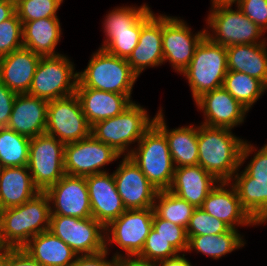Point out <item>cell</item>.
Here are the masks:
<instances>
[{
	"label": "cell",
	"mask_w": 267,
	"mask_h": 266,
	"mask_svg": "<svg viewBox=\"0 0 267 266\" xmlns=\"http://www.w3.org/2000/svg\"><path fill=\"white\" fill-rule=\"evenodd\" d=\"M211 7L206 20L213 34L206 30V36L213 42L225 47L267 43L266 38L260 39L265 32L244 15L238 7L236 10L231 8L232 4H217Z\"/></svg>",
	"instance_id": "cell-7"
},
{
	"label": "cell",
	"mask_w": 267,
	"mask_h": 266,
	"mask_svg": "<svg viewBox=\"0 0 267 266\" xmlns=\"http://www.w3.org/2000/svg\"><path fill=\"white\" fill-rule=\"evenodd\" d=\"M16 14L21 22L42 18H57V10L63 0H13Z\"/></svg>",
	"instance_id": "cell-37"
},
{
	"label": "cell",
	"mask_w": 267,
	"mask_h": 266,
	"mask_svg": "<svg viewBox=\"0 0 267 266\" xmlns=\"http://www.w3.org/2000/svg\"><path fill=\"white\" fill-rule=\"evenodd\" d=\"M113 266H154V265L145 261H141L135 257H130V258L116 257Z\"/></svg>",
	"instance_id": "cell-48"
},
{
	"label": "cell",
	"mask_w": 267,
	"mask_h": 266,
	"mask_svg": "<svg viewBox=\"0 0 267 266\" xmlns=\"http://www.w3.org/2000/svg\"><path fill=\"white\" fill-rule=\"evenodd\" d=\"M107 254L108 250L91 255H78L70 266H113L116 257H124L116 252L110 261L106 259Z\"/></svg>",
	"instance_id": "cell-44"
},
{
	"label": "cell",
	"mask_w": 267,
	"mask_h": 266,
	"mask_svg": "<svg viewBox=\"0 0 267 266\" xmlns=\"http://www.w3.org/2000/svg\"><path fill=\"white\" fill-rule=\"evenodd\" d=\"M49 197L39 192L20 206L0 210V236L7 248H22L34 236L49 230Z\"/></svg>",
	"instance_id": "cell-2"
},
{
	"label": "cell",
	"mask_w": 267,
	"mask_h": 266,
	"mask_svg": "<svg viewBox=\"0 0 267 266\" xmlns=\"http://www.w3.org/2000/svg\"><path fill=\"white\" fill-rule=\"evenodd\" d=\"M92 217L106 227L126 210L116 189L115 179L108 172L85 177Z\"/></svg>",
	"instance_id": "cell-20"
},
{
	"label": "cell",
	"mask_w": 267,
	"mask_h": 266,
	"mask_svg": "<svg viewBox=\"0 0 267 266\" xmlns=\"http://www.w3.org/2000/svg\"><path fill=\"white\" fill-rule=\"evenodd\" d=\"M2 170H3V166H2L1 163H0V176H1V172H2Z\"/></svg>",
	"instance_id": "cell-52"
},
{
	"label": "cell",
	"mask_w": 267,
	"mask_h": 266,
	"mask_svg": "<svg viewBox=\"0 0 267 266\" xmlns=\"http://www.w3.org/2000/svg\"><path fill=\"white\" fill-rule=\"evenodd\" d=\"M39 192L27 166L3 167L0 176V210L20 206Z\"/></svg>",
	"instance_id": "cell-27"
},
{
	"label": "cell",
	"mask_w": 267,
	"mask_h": 266,
	"mask_svg": "<svg viewBox=\"0 0 267 266\" xmlns=\"http://www.w3.org/2000/svg\"><path fill=\"white\" fill-rule=\"evenodd\" d=\"M230 229L222 220H219L202 208H195L186 227L187 236L217 235Z\"/></svg>",
	"instance_id": "cell-39"
},
{
	"label": "cell",
	"mask_w": 267,
	"mask_h": 266,
	"mask_svg": "<svg viewBox=\"0 0 267 266\" xmlns=\"http://www.w3.org/2000/svg\"><path fill=\"white\" fill-rule=\"evenodd\" d=\"M15 12L13 0H0V23L9 19Z\"/></svg>",
	"instance_id": "cell-46"
},
{
	"label": "cell",
	"mask_w": 267,
	"mask_h": 266,
	"mask_svg": "<svg viewBox=\"0 0 267 266\" xmlns=\"http://www.w3.org/2000/svg\"><path fill=\"white\" fill-rule=\"evenodd\" d=\"M49 231L77 255H91L105 249V227L93 217L51 215Z\"/></svg>",
	"instance_id": "cell-10"
},
{
	"label": "cell",
	"mask_w": 267,
	"mask_h": 266,
	"mask_svg": "<svg viewBox=\"0 0 267 266\" xmlns=\"http://www.w3.org/2000/svg\"><path fill=\"white\" fill-rule=\"evenodd\" d=\"M150 7L143 4L140 7H117L110 11L104 20V33L114 34V32L130 31L148 11Z\"/></svg>",
	"instance_id": "cell-35"
},
{
	"label": "cell",
	"mask_w": 267,
	"mask_h": 266,
	"mask_svg": "<svg viewBox=\"0 0 267 266\" xmlns=\"http://www.w3.org/2000/svg\"><path fill=\"white\" fill-rule=\"evenodd\" d=\"M16 95L0 81V128L7 127Z\"/></svg>",
	"instance_id": "cell-43"
},
{
	"label": "cell",
	"mask_w": 267,
	"mask_h": 266,
	"mask_svg": "<svg viewBox=\"0 0 267 266\" xmlns=\"http://www.w3.org/2000/svg\"><path fill=\"white\" fill-rule=\"evenodd\" d=\"M121 155L109 145L92 135L77 142L65 144L64 170L66 175L86 177L104 173L105 165L116 161Z\"/></svg>",
	"instance_id": "cell-14"
},
{
	"label": "cell",
	"mask_w": 267,
	"mask_h": 266,
	"mask_svg": "<svg viewBox=\"0 0 267 266\" xmlns=\"http://www.w3.org/2000/svg\"><path fill=\"white\" fill-rule=\"evenodd\" d=\"M5 249H7V247L3 244L0 236V253H2Z\"/></svg>",
	"instance_id": "cell-51"
},
{
	"label": "cell",
	"mask_w": 267,
	"mask_h": 266,
	"mask_svg": "<svg viewBox=\"0 0 267 266\" xmlns=\"http://www.w3.org/2000/svg\"><path fill=\"white\" fill-rule=\"evenodd\" d=\"M147 113L140 104L133 102L119 115L92 125L91 135L112 147L121 156H129L132 149L128 147L135 142L138 143L154 124L155 117L150 119Z\"/></svg>",
	"instance_id": "cell-3"
},
{
	"label": "cell",
	"mask_w": 267,
	"mask_h": 266,
	"mask_svg": "<svg viewBox=\"0 0 267 266\" xmlns=\"http://www.w3.org/2000/svg\"><path fill=\"white\" fill-rule=\"evenodd\" d=\"M113 176L126 210L153 208L158 190L129 156L123 157Z\"/></svg>",
	"instance_id": "cell-17"
},
{
	"label": "cell",
	"mask_w": 267,
	"mask_h": 266,
	"mask_svg": "<svg viewBox=\"0 0 267 266\" xmlns=\"http://www.w3.org/2000/svg\"><path fill=\"white\" fill-rule=\"evenodd\" d=\"M138 76L127 59L111 55L103 49L93 53L86 69L78 72L77 88H93L123 94L131 99Z\"/></svg>",
	"instance_id": "cell-4"
},
{
	"label": "cell",
	"mask_w": 267,
	"mask_h": 266,
	"mask_svg": "<svg viewBox=\"0 0 267 266\" xmlns=\"http://www.w3.org/2000/svg\"><path fill=\"white\" fill-rule=\"evenodd\" d=\"M198 109L203 111L204 122L202 125L233 129L245 120L248 110L245 109L229 92L220 87L208 91L195 101Z\"/></svg>",
	"instance_id": "cell-19"
},
{
	"label": "cell",
	"mask_w": 267,
	"mask_h": 266,
	"mask_svg": "<svg viewBox=\"0 0 267 266\" xmlns=\"http://www.w3.org/2000/svg\"><path fill=\"white\" fill-rule=\"evenodd\" d=\"M45 133L63 144L77 142L91 135V126L76 94L48 102Z\"/></svg>",
	"instance_id": "cell-13"
},
{
	"label": "cell",
	"mask_w": 267,
	"mask_h": 266,
	"mask_svg": "<svg viewBox=\"0 0 267 266\" xmlns=\"http://www.w3.org/2000/svg\"><path fill=\"white\" fill-rule=\"evenodd\" d=\"M181 255L178 254L175 257L156 262L154 266H192L191 262H189L185 258V254H181Z\"/></svg>",
	"instance_id": "cell-47"
},
{
	"label": "cell",
	"mask_w": 267,
	"mask_h": 266,
	"mask_svg": "<svg viewBox=\"0 0 267 266\" xmlns=\"http://www.w3.org/2000/svg\"><path fill=\"white\" fill-rule=\"evenodd\" d=\"M45 193L51 203V215L77 218L92 217L85 177L65 174L57 183L49 187Z\"/></svg>",
	"instance_id": "cell-16"
},
{
	"label": "cell",
	"mask_w": 267,
	"mask_h": 266,
	"mask_svg": "<svg viewBox=\"0 0 267 266\" xmlns=\"http://www.w3.org/2000/svg\"><path fill=\"white\" fill-rule=\"evenodd\" d=\"M7 266H41L23 248H8Z\"/></svg>",
	"instance_id": "cell-45"
},
{
	"label": "cell",
	"mask_w": 267,
	"mask_h": 266,
	"mask_svg": "<svg viewBox=\"0 0 267 266\" xmlns=\"http://www.w3.org/2000/svg\"><path fill=\"white\" fill-rule=\"evenodd\" d=\"M228 185L230 189L225 188ZM200 208L232 229H237V225H254V220L242 208L237 192L230 182L219 181Z\"/></svg>",
	"instance_id": "cell-21"
},
{
	"label": "cell",
	"mask_w": 267,
	"mask_h": 266,
	"mask_svg": "<svg viewBox=\"0 0 267 266\" xmlns=\"http://www.w3.org/2000/svg\"><path fill=\"white\" fill-rule=\"evenodd\" d=\"M154 213L186 229L195 207L169 190L157 192L153 205Z\"/></svg>",
	"instance_id": "cell-34"
},
{
	"label": "cell",
	"mask_w": 267,
	"mask_h": 266,
	"mask_svg": "<svg viewBox=\"0 0 267 266\" xmlns=\"http://www.w3.org/2000/svg\"><path fill=\"white\" fill-rule=\"evenodd\" d=\"M232 134L231 129L198 126V165L218 181L231 182L255 147ZM239 169V170H238Z\"/></svg>",
	"instance_id": "cell-1"
},
{
	"label": "cell",
	"mask_w": 267,
	"mask_h": 266,
	"mask_svg": "<svg viewBox=\"0 0 267 266\" xmlns=\"http://www.w3.org/2000/svg\"><path fill=\"white\" fill-rule=\"evenodd\" d=\"M267 222V208L254 220V225L264 224Z\"/></svg>",
	"instance_id": "cell-49"
},
{
	"label": "cell",
	"mask_w": 267,
	"mask_h": 266,
	"mask_svg": "<svg viewBox=\"0 0 267 266\" xmlns=\"http://www.w3.org/2000/svg\"><path fill=\"white\" fill-rule=\"evenodd\" d=\"M232 178L242 208L255 220L267 208V144Z\"/></svg>",
	"instance_id": "cell-11"
},
{
	"label": "cell",
	"mask_w": 267,
	"mask_h": 266,
	"mask_svg": "<svg viewBox=\"0 0 267 266\" xmlns=\"http://www.w3.org/2000/svg\"><path fill=\"white\" fill-rule=\"evenodd\" d=\"M163 15L151 9L141 18L139 42L127 59L133 72L139 76L147 67L163 64Z\"/></svg>",
	"instance_id": "cell-18"
},
{
	"label": "cell",
	"mask_w": 267,
	"mask_h": 266,
	"mask_svg": "<svg viewBox=\"0 0 267 266\" xmlns=\"http://www.w3.org/2000/svg\"><path fill=\"white\" fill-rule=\"evenodd\" d=\"M218 182L200 165L181 166L175 168L173 181L168 190L198 208Z\"/></svg>",
	"instance_id": "cell-23"
},
{
	"label": "cell",
	"mask_w": 267,
	"mask_h": 266,
	"mask_svg": "<svg viewBox=\"0 0 267 266\" xmlns=\"http://www.w3.org/2000/svg\"><path fill=\"white\" fill-rule=\"evenodd\" d=\"M141 32V19L132 27L130 31L114 32V34H105L100 49L105 50L111 55L128 59L134 48L139 42Z\"/></svg>",
	"instance_id": "cell-36"
},
{
	"label": "cell",
	"mask_w": 267,
	"mask_h": 266,
	"mask_svg": "<svg viewBox=\"0 0 267 266\" xmlns=\"http://www.w3.org/2000/svg\"><path fill=\"white\" fill-rule=\"evenodd\" d=\"M154 124L165 134L175 168L198 165V126L189 125L169 130L162 109Z\"/></svg>",
	"instance_id": "cell-26"
},
{
	"label": "cell",
	"mask_w": 267,
	"mask_h": 266,
	"mask_svg": "<svg viewBox=\"0 0 267 266\" xmlns=\"http://www.w3.org/2000/svg\"><path fill=\"white\" fill-rule=\"evenodd\" d=\"M223 87L248 111L267 87L258 79L238 71H228Z\"/></svg>",
	"instance_id": "cell-32"
},
{
	"label": "cell",
	"mask_w": 267,
	"mask_h": 266,
	"mask_svg": "<svg viewBox=\"0 0 267 266\" xmlns=\"http://www.w3.org/2000/svg\"><path fill=\"white\" fill-rule=\"evenodd\" d=\"M228 72L227 49L204 36L182 74L188 79L194 101L202 94L223 87Z\"/></svg>",
	"instance_id": "cell-5"
},
{
	"label": "cell",
	"mask_w": 267,
	"mask_h": 266,
	"mask_svg": "<svg viewBox=\"0 0 267 266\" xmlns=\"http://www.w3.org/2000/svg\"><path fill=\"white\" fill-rule=\"evenodd\" d=\"M190 29L183 19L163 16L164 63L169 60L172 68L181 75L192 60L197 45L206 35V29L195 34Z\"/></svg>",
	"instance_id": "cell-15"
},
{
	"label": "cell",
	"mask_w": 267,
	"mask_h": 266,
	"mask_svg": "<svg viewBox=\"0 0 267 266\" xmlns=\"http://www.w3.org/2000/svg\"><path fill=\"white\" fill-rule=\"evenodd\" d=\"M48 101L29 95L17 94L7 127L18 134L34 138L45 133Z\"/></svg>",
	"instance_id": "cell-22"
},
{
	"label": "cell",
	"mask_w": 267,
	"mask_h": 266,
	"mask_svg": "<svg viewBox=\"0 0 267 266\" xmlns=\"http://www.w3.org/2000/svg\"><path fill=\"white\" fill-rule=\"evenodd\" d=\"M153 215V208L125 210L105 227V249L115 243L126 252L124 257H136L152 229Z\"/></svg>",
	"instance_id": "cell-12"
},
{
	"label": "cell",
	"mask_w": 267,
	"mask_h": 266,
	"mask_svg": "<svg viewBox=\"0 0 267 266\" xmlns=\"http://www.w3.org/2000/svg\"><path fill=\"white\" fill-rule=\"evenodd\" d=\"M31 138L0 128V163L3 167L27 166Z\"/></svg>",
	"instance_id": "cell-33"
},
{
	"label": "cell",
	"mask_w": 267,
	"mask_h": 266,
	"mask_svg": "<svg viewBox=\"0 0 267 266\" xmlns=\"http://www.w3.org/2000/svg\"><path fill=\"white\" fill-rule=\"evenodd\" d=\"M152 228L159 236L167 240L179 253L186 252L188 247V237L184 227L159 218L154 213Z\"/></svg>",
	"instance_id": "cell-41"
},
{
	"label": "cell",
	"mask_w": 267,
	"mask_h": 266,
	"mask_svg": "<svg viewBox=\"0 0 267 266\" xmlns=\"http://www.w3.org/2000/svg\"><path fill=\"white\" fill-rule=\"evenodd\" d=\"M75 94L90 126L119 115L133 103L126 95L93 88H76Z\"/></svg>",
	"instance_id": "cell-25"
},
{
	"label": "cell",
	"mask_w": 267,
	"mask_h": 266,
	"mask_svg": "<svg viewBox=\"0 0 267 266\" xmlns=\"http://www.w3.org/2000/svg\"><path fill=\"white\" fill-rule=\"evenodd\" d=\"M235 4L262 31H267V0H238Z\"/></svg>",
	"instance_id": "cell-42"
},
{
	"label": "cell",
	"mask_w": 267,
	"mask_h": 266,
	"mask_svg": "<svg viewBox=\"0 0 267 266\" xmlns=\"http://www.w3.org/2000/svg\"><path fill=\"white\" fill-rule=\"evenodd\" d=\"M267 43L226 47L228 71H238L260 80L267 87Z\"/></svg>",
	"instance_id": "cell-29"
},
{
	"label": "cell",
	"mask_w": 267,
	"mask_h": 266,
	"mask_svg": "<svg viewBox=\"0 0 267 266\" xmlns=\"http://www.w3.org/2000/svg\"><path fill=\"white\" fill-rule=\"evenodd\" d=\"M64 148L65 144L47 133L31 138L27 167L40 192L65 175Z\"/></svg>",
	"instance_id": "cell-9"
},
{
	"label": "cell",
	"mask_w": 267,
	"mask_h": 266,
	"mask_svg": "<svg viewBox=\"0 0 267 266\" xmlns=\"http://www.w3.org/2000/svg\"><path fill=\"white\" fill-rule=\"evenodd\" d=\"M41 56L21 48L0 58V81L16 94L28 93Z\"/></svg>",
	"instance_id": "cell-24"
},
{
	"label": "cell",
	"mask_w": 267,
	"mask_h": 266,
	"mask_svg": "<svg viewBox=\"0 0 267 266\" xmlns=\"http://www.w3.org/2000/svg\"><path fill=\"white\" fill-rule=\"evenodd\" d=\"M23 48V23L16 12L0 23V58Z\"/></svg>",
	"instance_id": "cell-40"
},
{
	"label": "cell",
	"mask_w": 267,
	"mask_h": 266,
	"mask_svg": "<svg viewBox=\"0 0 267 266\" xmlns=\"http://www.w3.org/2000/svg\"><path fill=\"white\" fill-rule=\"evenodd\" d=\"M22 248L41 266H70L78 256L49 230L34 236Z\"/></svg>",
	"instance_id": "cell-28"
},
{
	"label": "cell",
	"mask_w": 267,
	"mask_h": 266,
	"mask_svg": "<svg viewBox=\"0 0 267 266\" xmlns=\"http://www.w3.org/2000/svg\"><path fill=\"white\" fill-rule=\"evenodd\" d=\"M188 247L186 252H201L213 259H219L245 245L244 239L237 229L230 228L227 232L217 235L187 236Z\"/></svg>",
	"instance_id": "cell-31"
},
{
	"label": "cell",
	"mask_w": 267,
	"mask_h": 266,
	"mask_svg": "<svg viewBox=\"0 0 267 266\" xmlns=\"http://www.w3.org/2000/svg\"><path fill=\"white\" fill-rule=\"evenodd\" d=\"M8 264V248L0 253V266H7Z\"/></svg>",
	"instance_id": "cell-50"
},
{
	"label": "cell",
	"mask_w": 267,
	"mask_h": 266,
	"mask_svg": "<svg viewBox=\"0 0 267 266\" xmlns=\"http://www.w3.org/2000/svg\"><path fill=\"white\" fill-rule=\"evenodd\" d=\"M178 254L179 252L152 228L141 252L135 258L154 265L156 262L175 257Z\"/></svg>",
	"instance_id": "cell-38"
},
{
	"label": "cell",
	"mask_w": 267,
	"mask_h": 266,
	"mask_svg": "<svg viewBox=\"0 0 267 266\" xmlns=\"http://www.w3.org/2000/svg\"><path fill=\"white\" fill-rule=\"evenodd\" d=\"M23 23V47L41 57L60 55L55 52L61 38L58 18H42Z\"/></svg>",
	"instance_id": "cell-30"
},
{
	"label": "cell",
	"mask_w": 267,
	"mask_h": 266,
	"mask_svg": "<svg viewBox=\"0 0 267 266\" xmlns=\"http://www.w3.org/2000/svg\"><path fill=\"white\" fill-rule=\"evenodd\" d=\"M67 56L41 57L27 94L46 101L75 94L78 72Z\"/></svg>",
	"instance_id": "cell-8"
},
{
	"label": "cell",
	"mask_w": 267,
	"mask_h": 266,
	"mask_svg": "<svg viewBox=\"0 0 267 266\" xmlns=\"http://www.w3.org/2000/svg\"><path fill=\"white\" fill-rule=\"evenodd\" d=\"M129 157L139 166L148 181L158 190H168L175 167L165 134L153 124L132 148Z\"/></svg>",
	"instance_id": "cell-6"
}]
</instances>
